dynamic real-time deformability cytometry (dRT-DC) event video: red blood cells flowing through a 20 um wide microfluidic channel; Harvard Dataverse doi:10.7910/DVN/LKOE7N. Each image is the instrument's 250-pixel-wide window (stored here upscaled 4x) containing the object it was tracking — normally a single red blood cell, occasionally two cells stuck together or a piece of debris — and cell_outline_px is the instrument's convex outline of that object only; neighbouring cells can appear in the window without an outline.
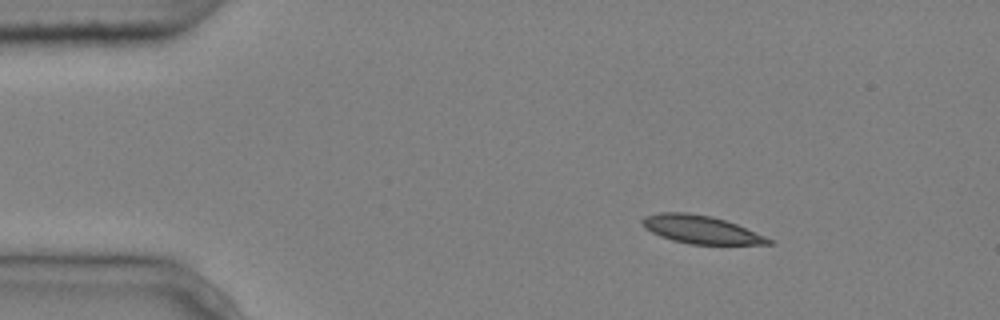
{"species": "common noctule bat (a hibernating species)", "species_latin": "Nyctalus noctula", "temperature_condition": "cold", "stored_images_in_passage": 4, "camera_frame_rate_fps": 3000, "um_per_image_px": 0.085, "animal": {"sex": "male", "body_mass_g": 20.4}, "frame": {"image": 1, "passage_image": 1, "time_ms": 0.0, "image_size_px": [1000, 320], "cell_outline_px": [[772, 244], [688, 244], [672, 240], [660, 236], [644, 228], [640, 220], [644, 216], [660, 212], [688, 212], [712, 216], [736, 224], [764, 236], [772, 240]], "centroid_in_image_um": [59.51, 19.5], "position_along_channel_um": 25.5, "area_um2": 20.52}}
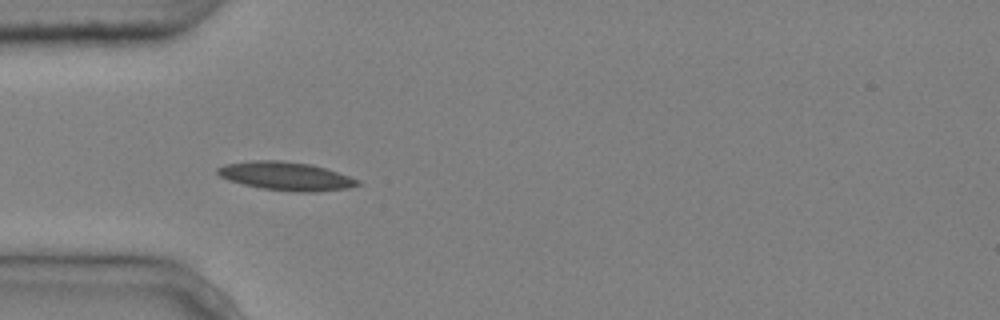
{"frame": {"image": 2, "passage_image": 3, "time_ms": 0.667, "image_size_px": [1000, 320], "cell_outline_px": [[360, 184], [348, 188], [316, 192], [296, 192], [260, 188], [228, 180], [220, 176], [216, 172], [216, 168], [224, 164], [252, 160], [280, 160], [312, 164], [360, 180]], "centroid_in_image_um": [24.27, 14.97], "position_along_channel_um": 60.7, "area_um2": 23.24}}